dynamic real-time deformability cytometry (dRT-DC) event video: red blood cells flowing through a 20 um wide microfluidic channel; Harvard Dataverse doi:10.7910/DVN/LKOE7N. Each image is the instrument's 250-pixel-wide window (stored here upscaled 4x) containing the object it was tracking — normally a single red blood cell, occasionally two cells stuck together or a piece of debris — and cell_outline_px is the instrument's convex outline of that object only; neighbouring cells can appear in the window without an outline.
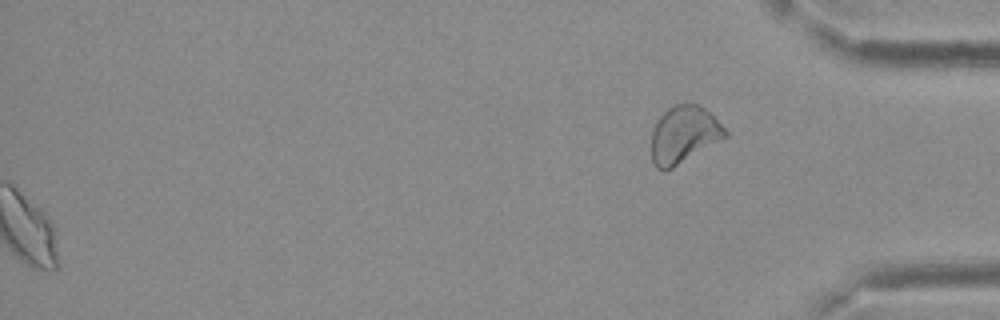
{"species": "Egyptian fruit bat (a non-hibernating species)", "species_latin": "Rousettus aegyptiacus", "temperature_condition": "cold", "stored_images_in_passage": 31, "segment_of_instrument_passage": [2, 2], "camera_frame_rate_fps": 3000, "um_per_image_px": 0.085, "frame": {"image": 1, "passage_image": 31, "time_ms": 10.0, "image_size_px": [1000, 320], "cell_outline_px": [[728, 136], [672, 168], [664, 172], [656, 168], [652, 160], [652, 128], [660, 116], [672, 104], [700, 104], [728, 132]], "centroid_in_image_um": [58.1, 11.45], "position_along_channel_um": 377.1, "area_um2": 24.39}}